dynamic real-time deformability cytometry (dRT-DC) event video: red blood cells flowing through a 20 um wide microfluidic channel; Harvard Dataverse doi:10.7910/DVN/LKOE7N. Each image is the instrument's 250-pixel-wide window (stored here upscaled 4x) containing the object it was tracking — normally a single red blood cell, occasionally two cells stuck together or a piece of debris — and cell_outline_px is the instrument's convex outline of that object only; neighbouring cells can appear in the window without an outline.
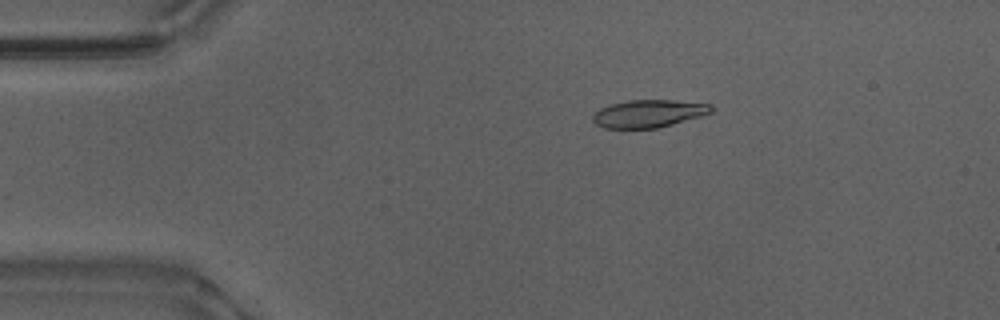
{"species": "Egyptian fruit bat (a non-hibernating species)", "species_latin": "Rousettus aegyptiacus", "temperature_condition": "warm", "stored_images_in_passage": 47, "camera_frame_rate_fps": 3000, "um_per_image_px": 0.085, "animal": {"sex": "male"}, "frame": {"image": 1, "passage_image": 5, "time_ms": 1.333, "image_size_px": [1000, 320], "cell_outline_px": [[716, 108], [712, 112], [700, 116], [672, 124], [656, 128], [604, 128], [596, 124], [592, 120], [592, 116], [600, 108], [612, 104], [628, 100], [672, 100], [712, 104]], "centroid_in_image_um": [55.15, 9.65], "position_along_channel_um": 29.8, "area_um2": 19.02}}
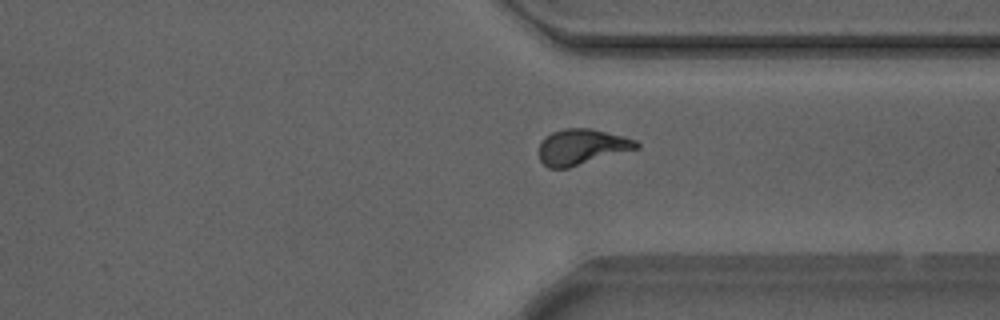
{"frame": {"image": 2, "passage_image": 35, "time_ms": 11.333, "image_size_px": [1000, 320], "cell_outline_px": [[640, 148], [568, 168], [548, 168], [540, 160], [540, 140], [552, 132], [564, 128], [592, 128], [624, 136], [636, 140], [640, 144]], "centroid_in_image_um": [49.47, 12.48], "position_along_channel_um": 361.9, "area_um2": 20.4}}
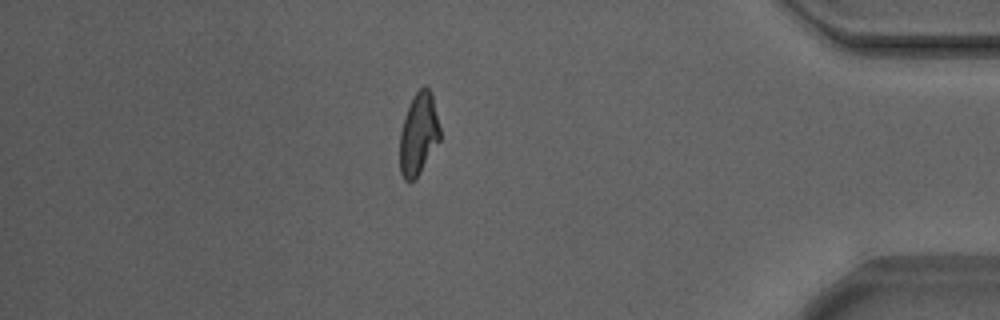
{"frame": {"image": 3, "passage_image": 41, "time_ms": 13.333, "image_size_px": [1000, 320], "cell_outline_px": [[440, 140], [420, 172], [412, 180], [404, 180], [400, 172], [400, 132], [404, 116], [412, 96], [424, 84], [428, 88], [432, 96], [440, 128]], "centroid_in_image_um": [35.56, 11.36], "position_along_channel_um": 399.6, "area_um2": 19.07}, "authors_computed_cell_mechanics": {"area_um2": 19.8254, "velocity_mm_per_s": 3.8753, "shape_relaxation_time_tau1_ms": 5.3098, "shape_relaxation_time_tau2_ms": 1.121, "deformation_change_tau1": 0.2201, "deformation_change_tau2": 0.0904}}